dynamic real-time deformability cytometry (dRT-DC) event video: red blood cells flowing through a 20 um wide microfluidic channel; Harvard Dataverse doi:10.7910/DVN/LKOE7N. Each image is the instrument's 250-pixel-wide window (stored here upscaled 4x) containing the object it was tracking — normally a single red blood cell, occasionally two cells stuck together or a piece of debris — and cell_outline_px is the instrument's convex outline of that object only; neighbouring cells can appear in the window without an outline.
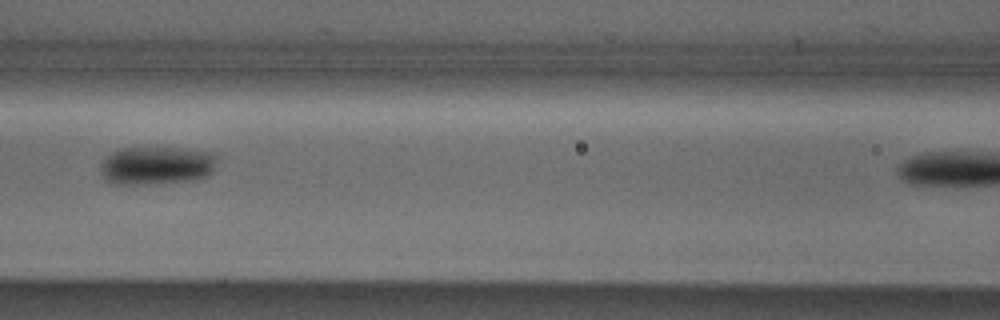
{"species": "Egyptian fruit bat (a non-hibernating species)", "species_latin": "Rousettus aegyptiacus", "temperature_condition": "cold", "stored_images_in_passage": 7, "camera_frame_rate_fps": 3000, "um_per_image_px": 0.085, "animal": {"sex": "male"}, "frame": {"image": 1, "passage_image": 5, "time_ms": 5.0, "image_size_px": [1000, 320], "cell_outline_px": [[216, 160], [212, 172], [208, 176], [192, 180], [152, 184], [112, 184], [104, 180], [100, 172], [100, 164], [112, 152], [120, 148], [188, 148], [212, 152], [216, 156]], "centroid_in_image_um": [13.3, 14.07], "position_along_channel_um": 153.3, "area_um2": 26.24}}
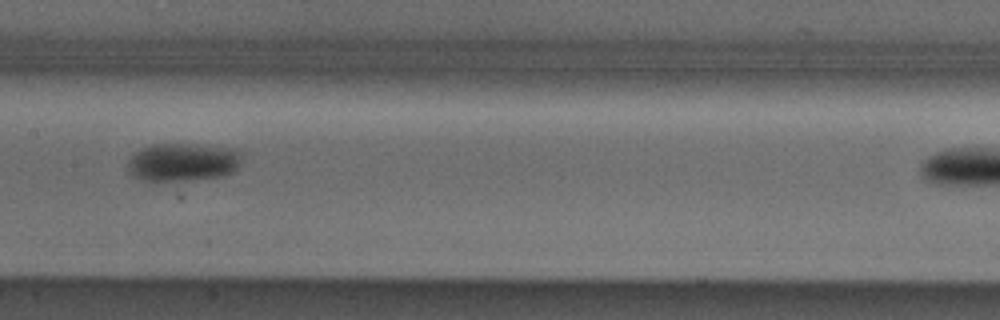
{"frame": {"image": 2, "passage_image": 6, "time_ms": 6.0, "image_size_px": [1000, 320], "cell_outline_px": [[240, 156], [236, 168], [232, 172], [224, 176], [152, 184], [140, 180], [132, 176], [128, 172], [128, 160], [140, 148], [152, 144], [192, 144], [236, 148], [240, 152]], "centroid_in_image_um": [15.46, 13.81], "position_along_channel_um": 191.9, "area_um2": 26.01}}